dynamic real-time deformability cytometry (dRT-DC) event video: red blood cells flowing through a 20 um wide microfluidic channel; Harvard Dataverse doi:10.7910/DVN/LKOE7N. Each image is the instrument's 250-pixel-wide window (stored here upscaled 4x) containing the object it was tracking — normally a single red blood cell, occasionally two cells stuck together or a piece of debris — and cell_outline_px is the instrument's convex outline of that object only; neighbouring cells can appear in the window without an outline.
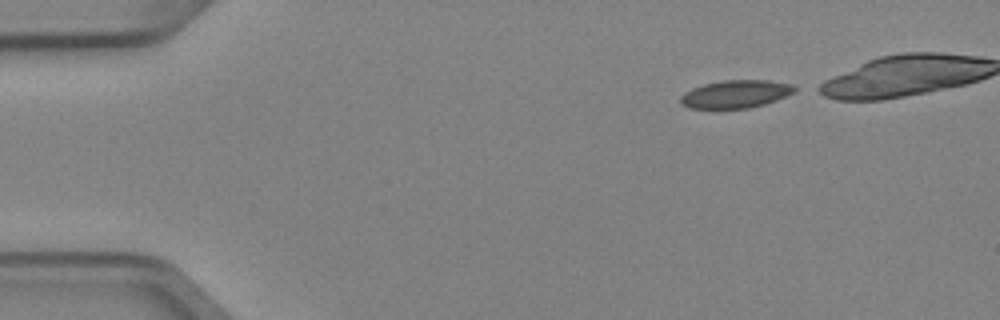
{"species": "Egyptian fruit bat (a non-hibernating species)", "species_latin": "Rousettus aegyptiacus", "temperature_condition": "cold", "stored_images_in_passage": 4, "camera_frame_rate_fps": 3000, "um_per_image_px": 0.085, "animal": {"sex": "female"}, "frame": {"image": 1, "passage_image": 1, "time_ms": 0.0, "image_size_px": [1000, 320], "cell_outline_px": [[800, 88], [796, 92], [776, 100], [764, 104], [748, 108], [688, 108], [680, 104], [680, 96], [684, 92], [692, 88], [704, 84], [724, 80], [768, 80], [792, 84]], "centroid_in_image_um": [62.55, 7.99], "position_along_channel_um": 22.4, "area_um2": 18.67}}